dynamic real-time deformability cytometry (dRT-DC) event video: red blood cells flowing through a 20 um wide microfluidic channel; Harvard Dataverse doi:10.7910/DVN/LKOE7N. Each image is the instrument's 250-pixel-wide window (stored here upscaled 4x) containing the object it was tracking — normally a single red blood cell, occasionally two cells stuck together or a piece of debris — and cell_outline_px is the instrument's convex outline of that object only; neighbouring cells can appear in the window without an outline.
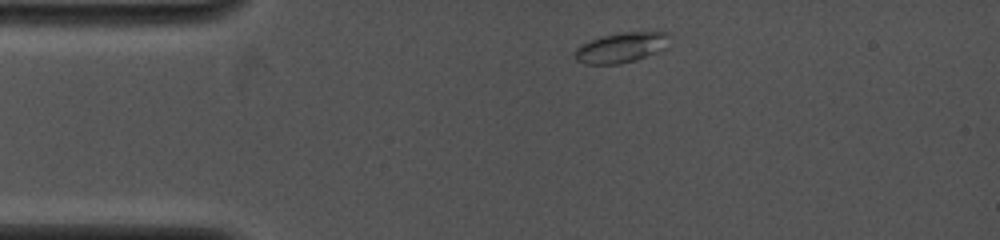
{"species": "common noctule bat (a hibernating species)", "species_latin": "Nyctalus noctula", "temperature_condition": "cold", "stored_images_in_passage": 3, "camera_frame_rate_fps": 4000, "um_per_image_px": 0.085, "animal": {"sex": "female", "body_mass_g": 19.0, "forearm_length_mm": 53.3}, "frame": {"image": 1, "passage_image": 1, "time_ms": 0.0, "image_size_px": [1000, 240], "cell_outline_px": [[672, 36], [668, 48], [664, 52], [636, 60], [620, 64], [584, 64], [576, 60], [572, 52], [580, 44], [604, 36], [620, 32], [668, 32]], "centroid_in_image_um": [52.89, 4.05], "position_along_channel_um": 32.1, "area_um2": 17.28}}
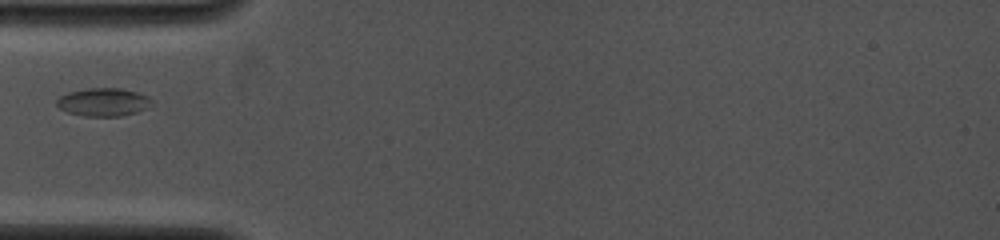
{"frame": {"image": 2, "passage_image": 3, "time_ms": 2.0, "image_size_px": [1000, 240], "cell_outline_px": [[152, 100], [148, 108], [136, 112], [120, 116], [84, 116], [68, 112], [60, 108], [56, 104], [56, 100], [60, 96], [68, 92], [88, 88], [120, 88], [136, 92], [148, 96]], "centroid_in_image_um": [8.78, 8.67], "position_along_channel_um": 76.2, "area_um2": 15.49}}